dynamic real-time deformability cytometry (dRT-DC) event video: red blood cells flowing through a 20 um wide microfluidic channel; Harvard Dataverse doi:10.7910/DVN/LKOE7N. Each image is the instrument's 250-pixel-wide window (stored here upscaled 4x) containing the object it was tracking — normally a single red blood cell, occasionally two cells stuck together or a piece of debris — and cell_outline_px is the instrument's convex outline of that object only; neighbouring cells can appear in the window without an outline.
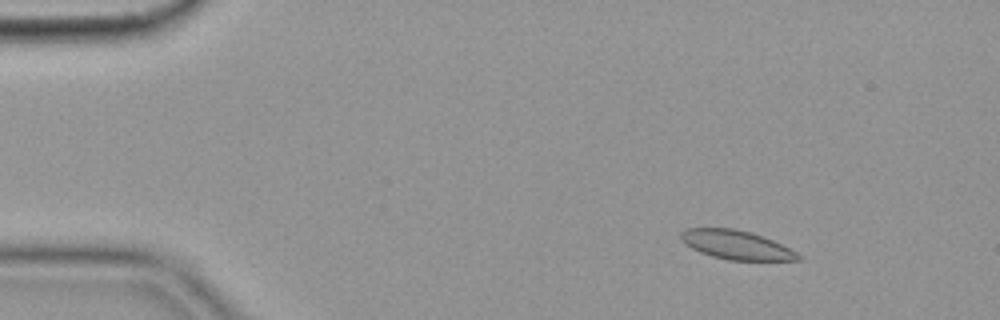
{"species": "common noctule bat (a hibernating species)", "species_latin": "Nyctalus noctula", "temperature_condition": "cold", "stored_images_in_passage": 55, "camera_frame_rate_fps": 3000, "um_per_image_px": 0.085, "animal": {"sex": "female", "body_mass_g": 19.9}, "frame": {"image": 1, "passage_image": 6, "time_ms": 1.667, "image_size_px": [1000, 320], "cell_outline_px": [[804, 260], [728, 260], [712, 256], [700, 252], [684, 244], [680, 240], [680, 232], [688, 228], [732, 228], [752, 232], [772, 240], [804, 256]], "centroid_in_image_um": [62.58, 20.81], "position_along_channel_um": 22.4, "area_um2": 19.83}}
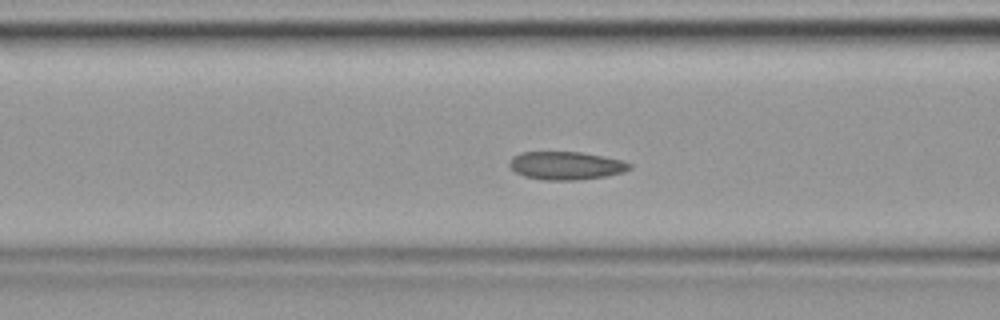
{"frame": {"image": 2, "passage_image": 21, "time_ms": 6.667, "image_size_px": [1000, 320], "cell_outline_px": [[632, 168], [624, 172], [604, 176], [576, 180], [544, 180], [524, 176], [516, 172], [508, 164], [508, 160], [512, 156], [520, 152], [584, 152], [624, 160], [632, 164]], "centroid_in_image_um": [48.12, 14.06], "position_along_channel_um": 118.5, "area_um2": 19.88}}
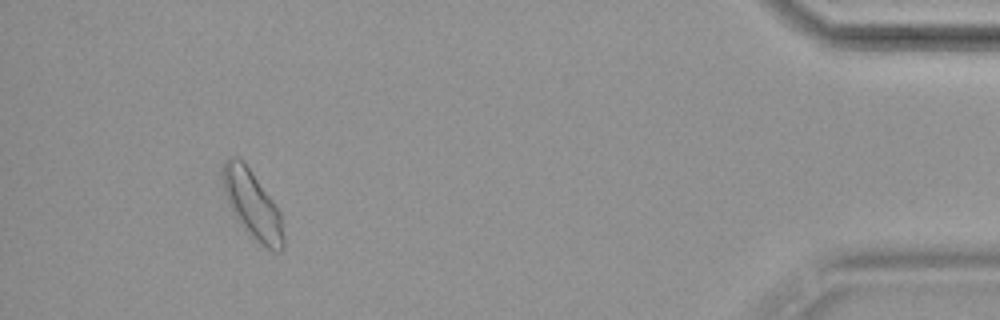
{"frame": {"image": 3, "passage_image": 51, "time_ms": 16.667, "image_size_px": [1000, 320], "cell_outline_px": [[284, 248], [280, 252], [272, 252], [260, 244], [236, 220], [228, 204], [224, 192], [224, 160], [228, 156], [236, 156], [248, 168], [272, 200], [280, 212], [284, 236]], "centroid_in_image_um": [21.47, 17.46], "position_along_channel_um": 413.7, "area_um2": 23.58}, "authors_computed_cell_mechanics": {"area_um2": 20.1722, "velocity_mm_per_s": 3.5658, "shape_relaxation_time_tau1_ms": null, "shape_relaxation_time_tau2_ms": 4.1247, "deformation_change_tau1": null, "deformation_change_tau2": 0.0727}}